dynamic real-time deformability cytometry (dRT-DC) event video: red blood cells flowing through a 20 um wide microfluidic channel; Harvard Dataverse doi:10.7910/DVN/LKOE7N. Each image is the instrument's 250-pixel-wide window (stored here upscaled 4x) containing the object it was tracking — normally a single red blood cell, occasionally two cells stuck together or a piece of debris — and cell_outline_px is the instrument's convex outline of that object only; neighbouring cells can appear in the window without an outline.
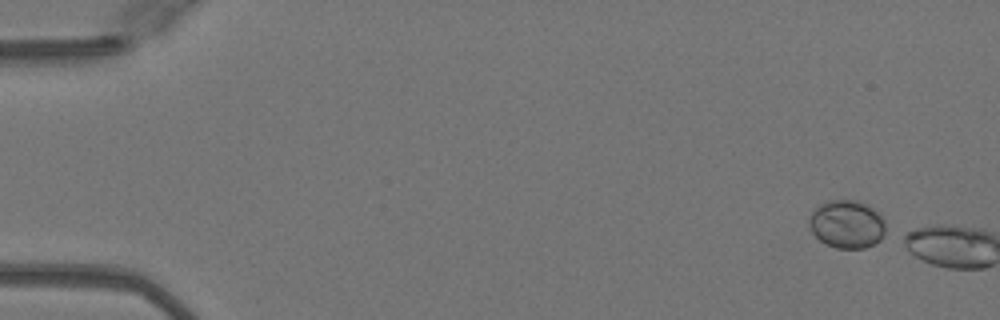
{"species": "Egyptian fruit bat (a non-hibernating species)", "species_latin": "Rousettus aegyptiacus", "temperature_condition": "warm", "stored_images_in_passage": 2, "camera_frame_rate_fps": 3000, "um_per_image_px": 0.085, "animal": {"sex": "female"}, "frame": {"image": 1, "passage_image": 1, "time_ms": 0.0, "image_size_px": [1000, 320], "cell_outline_px": [[884, 232], [880, 240], [864, 248], [836, 248], [820, 240], [812, 232], [808, 224], [808, 216], [812, 208], [824, 200], [856, 200], [868, 204], [884, 220]], "centroid_in_image_um": [71.92, 19.02], "position_along_channel_um": 13.1, "area_um2": 21.56}}